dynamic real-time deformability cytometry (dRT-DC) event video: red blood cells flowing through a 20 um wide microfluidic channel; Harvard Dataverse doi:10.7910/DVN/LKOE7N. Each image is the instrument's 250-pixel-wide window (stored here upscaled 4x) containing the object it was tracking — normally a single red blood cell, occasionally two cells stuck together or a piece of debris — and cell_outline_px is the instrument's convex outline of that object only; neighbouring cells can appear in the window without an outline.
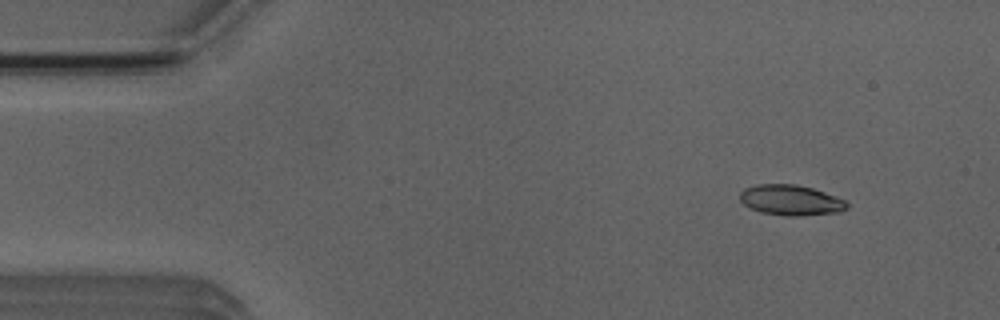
{"species": "Egyptian fruit bat (a non-hibernating species)", "species_latin": "Rousettus aegyptiacus", "temperature_condition": "room temperature", "stored_images_in_passage": 3, "camera_frame_rate_fps": 3000, "um_per_image_px": 0.085, "animal": {"sex": "male"}, "frame": {"image": 1, "passage_image": 1, "time_ms": 0.0, "image_size_px": [1000, 320], "cell_outline_px": [[848, 208], [840, 212], [800, 216], [788, 216], [760, 212], [744, 204], [740, 200], [740, 192], [744, 188], [756, 184], [796, 184], [812, 188], [848, 200]], "centroid_in_image_um": [67.25, 17.01], "position_along_channel_um": 17.8, "area_um2": 19.13}}